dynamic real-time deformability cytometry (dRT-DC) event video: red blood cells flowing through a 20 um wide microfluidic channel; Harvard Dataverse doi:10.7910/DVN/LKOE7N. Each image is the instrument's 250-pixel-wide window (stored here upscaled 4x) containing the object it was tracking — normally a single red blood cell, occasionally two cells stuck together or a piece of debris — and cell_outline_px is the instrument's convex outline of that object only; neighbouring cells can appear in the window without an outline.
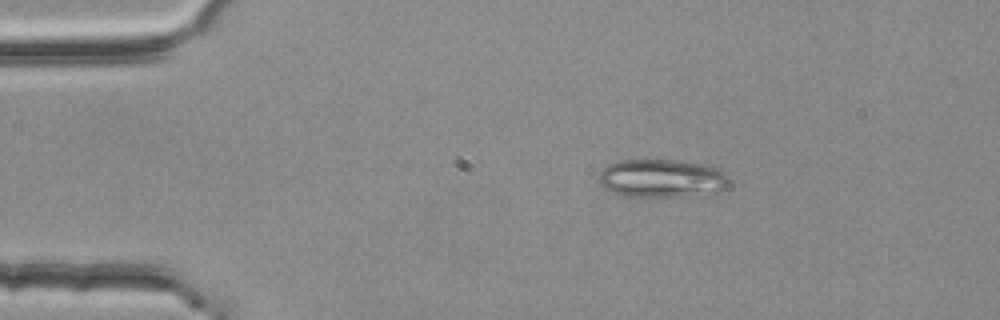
{"species": "common noctule bat (a hibernating species)", "species_latin": "Nyctalus noctula", "temperature_condition": "room temperature", "stored_images_in_passage": 2, "camera_frame_rate_fps": 3000, "um_per_image_px": 0.085, "animal": {"sex": "female", "body_mass_g": 25.1}, "frame": {"image": 1, "passage_image": 1, "time_ms": 0.0, "image_size_px": [1000, 320], "cell_outline_px": [[728, 180], [724, 188], [716, 192], [676, 196], [632, 196], [616, 192], [604, 188], [600, 184], [600, 172], [608, 164], [620, 160], [676, 160], [708, 164], [720, 168], [728, 176]], "centroid_in_image_um": [56.28, 15.13], "position_along_channel_um": 28.7, "area_um2": 28.67}}